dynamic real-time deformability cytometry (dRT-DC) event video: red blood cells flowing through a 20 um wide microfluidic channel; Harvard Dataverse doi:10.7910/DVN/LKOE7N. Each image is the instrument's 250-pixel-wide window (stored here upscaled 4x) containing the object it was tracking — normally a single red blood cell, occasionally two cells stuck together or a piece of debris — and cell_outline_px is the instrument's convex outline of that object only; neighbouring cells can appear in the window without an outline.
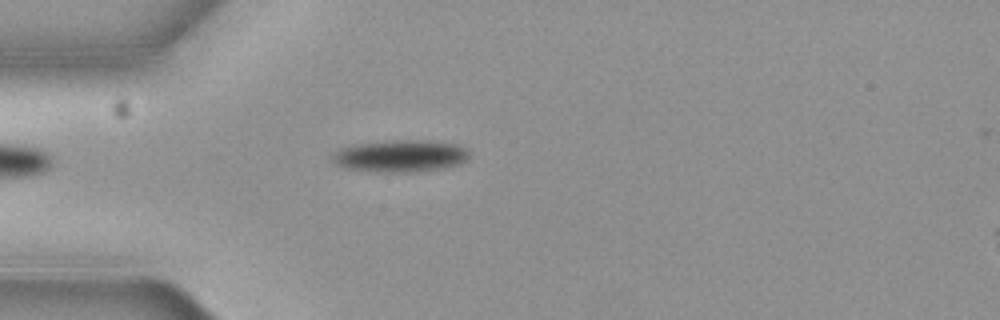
{"species": "common noctule bat (a hibernating species)", "species_latin": "Nyctalus noctula", "temperature_condition": "cold", "stored_images_in_passage": 5, "camera_frame_rate_fps": 3000, "um_per_image_px": 0.085, "animal": {"sex": "female", "body_mass_g": 19.3, "forearm_length_mm": 54.1}, "frame": {"image": 1, "passage_image": 5, "time_ms": 1.333, "image_size_px": [1000, 320], "cell_outline_px": [[468, 160], [460, 164], [444, 168], [412, 172], [376, 172], [344, 168], [336, 164], [332, 160], [332, 156], [336, 152], [344, 148], [360, 144], [400, 140], [428, 140], [456, 144], [464, 148], [468, 152]], "centroid_in_image_um": [34.08, 13.28], "position_along_channel_um": 50.9, "area_um2": 25.32}}